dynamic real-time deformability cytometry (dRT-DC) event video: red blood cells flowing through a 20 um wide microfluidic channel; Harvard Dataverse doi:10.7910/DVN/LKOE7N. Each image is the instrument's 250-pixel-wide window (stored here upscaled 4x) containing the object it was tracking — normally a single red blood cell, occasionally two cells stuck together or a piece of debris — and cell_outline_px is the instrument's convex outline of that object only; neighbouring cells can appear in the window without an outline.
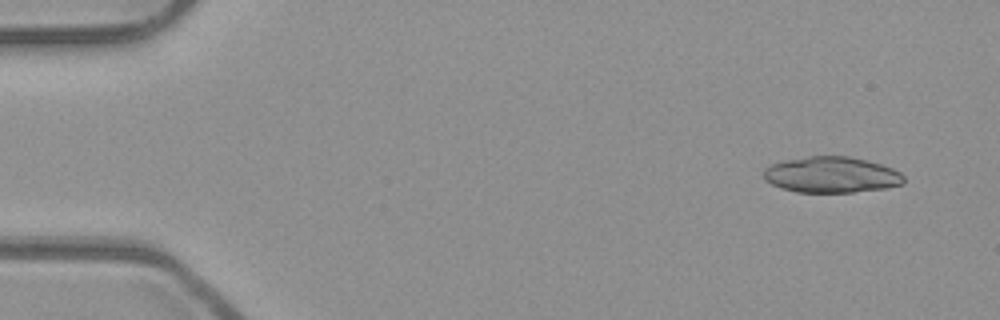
{"species": "common noctule bat (a hibernating species)", "species_latin": "Nyctalus noctula", "temperature_condition": "room temperature", "stored_images_in_passage": 50, "camera_frame_rate_fps": 3000, "um_per_image_px": 0.085, "animal": {"sex": "male", "body_mass_g": 23.1, "forearm_length_mm": 52.7}, "frame": {"image": 1, "passage_image": 2, "time_ms": 0.333, "image_size_px": [1000, 320], "cell_outline_px": [[904, 184], [888, 188], [852, 192], [796, 192], [780, 188], [764, 180], [764, 168], [772, 164], [784, 160], [808, 156], [848, 156], [868, 160], [892, 168], [900, 172], [904, 176]], "centroid_in_image_um": [70.68, 14.86], "position_along_channel_um": 14.3, "area_um2": 29.59}}
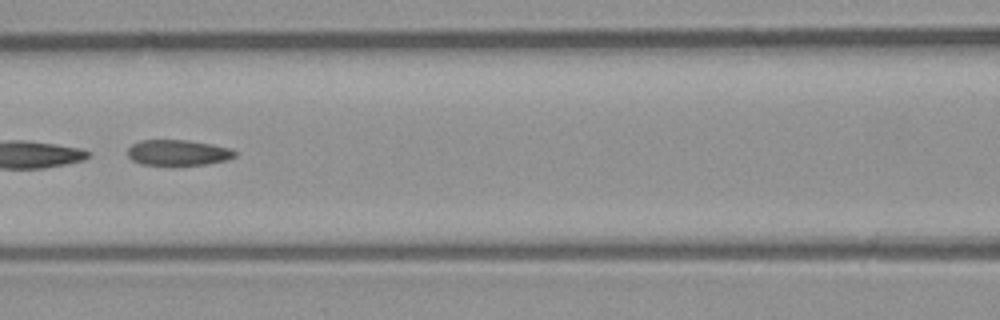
{"frame": {"image": 2, "passage_image": 22, "time_ms": 7.0, "image_size_px": [1000, 320], "cell_outline_px": [[236, 156], [228, 160], [208, 164], [176, 168], [140, 164], [132, 160], [128, 156], [128, 148], [132, 144], [140, 140], [188, 140], [212, 144], [228, 148], [236, 152]], "centroid_in_image_um": [15.11, 13.02], "position_along_channel_um": 151.5, "area_um2": 16.88}, "authors_computed_cell_mechanics": {"area_um2": 29.7092, "velocity_mm_per_s": 3.9495, "shape_relaxation_time_tau1_ms": null, "shape_relaxation_time_tau2_ms": 2.215, "deformation_change_tau1": null, "deformation_change_tau2": 0.0809}}